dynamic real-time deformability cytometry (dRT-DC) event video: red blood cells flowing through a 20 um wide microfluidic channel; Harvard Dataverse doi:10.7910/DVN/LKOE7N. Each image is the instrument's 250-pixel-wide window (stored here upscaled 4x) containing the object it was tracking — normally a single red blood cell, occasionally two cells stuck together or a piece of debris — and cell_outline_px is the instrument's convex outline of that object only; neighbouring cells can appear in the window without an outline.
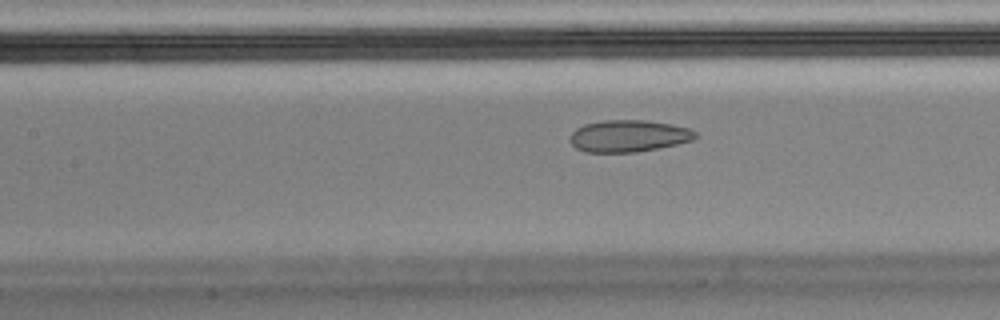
{"species": "Egyptian fruit bat (a non-hibernating species)", "species_latin": "Rousettus aegyptiacus", "temperature_condition": "cold", "stored_images_in_passage": 55, "camera_frame_rate_fps": 3000, "um_per_image_px": 0.085, "animal": {"sex": "male"}, "frame": {"image": 1, "passage_image": 24, "time_ms": 7.667, "image_size_px": [1000, 320], "cell_outline_px": [[696, 140], [660, 148], [636, 152], [584, 152], [576, 148], [572, 144], [572, 132], [576, 128], [584, 124], [604, 120], [648, 120], [672, 124], [688, 128], [696, 132]], "centroid_in_image_um": [53.47, 11.56], "position_along_channel_um": 153.9, "area_um2": 23.41}}
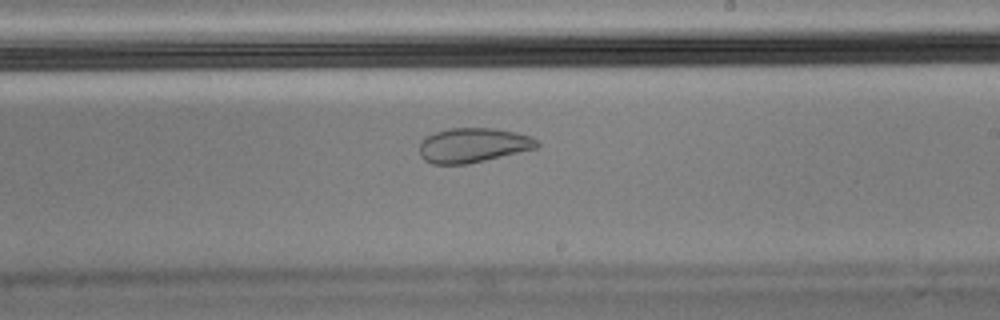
{"frame": {"image": 2, "passage_image": 32, "time_ms": 10.333, "image_size_px": [1000, 320], "cell_outline_px": [[540, 144], [536, 148], [468, 164], [432, 164], [424, 160], [420, 156], [420, 144], [424, 136], [448, 128], [496, 128], [516, 132], [532, 136]], "centroid_in_image_um": [40.19, 12.34], "position_along_channel_um": 248.8, "area_um2": 23.76}}